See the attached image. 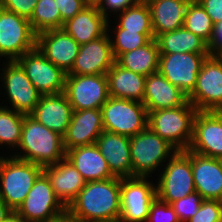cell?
Masks as SVG:
<instances>
[{"mask_svg":"<svg viewBox=\"0 0 222 222\" xmlns=\"http://www.w3.org/2000/svg\"><path fill=\"white\" fill-rule=\"evenodd\" d=\"M106 76L110 97L143 102L146 76L124 69L116 62Z\"/></svg>","mask_w":222,"mask_h":222,"instance_id":"cell-28","label":"cell"},{"mask_svg":"<svg viewBox=\"0 0 222 222\" xmlns=\"http://www.w3.org/2000/svg\"><path fill=\"white\" fill-rule=\"evenodd\" d=\"M114 30V36L109 35V37L112 38L110 42L115 60L121 54L143 47L155 38L154 33H138V31L120 28L118 25Z\"/></svg>","mask_w":222,"mask_h":222,"instance_id":"cell-34","label":"cell"},{"mask_svg":"<svg viewBox=\"0 0 222 222\" xmlns=\"http://www.w3.org/2000/svg\"><path fill=\"white\" fill-rule=\"evenodd\" d=\"M79 47L62 28L46 30L36 35V48L66 74L72 69Z\"/></svg>","mask_w":222,"mask_h":222,"instance_id":"cell-18","label":"cell"},{"mask_svg":"<svg viewBox=\"0 0 222 222\" xmlns=\"http://www.w3.org/2000/svg\"><path fill=\"white\" fill-rule=\"evenodd\" d=\"M203 200L197 192H193L170 205L175 210L180 222H186L198 212Z\"/></svg>","mask_w":222,"mask_h":222,"instance_id":"cell-36","label":"cell"},{"mask_svg":"<svg viewBox=\"0 0 222 222\" xmlns=\"http://www.w3.org/2000/svg\"><path fill=\"white\" fill-rule=\"evenodd\" d=\"M101 111L105 131L133 137L148 127V111L142 102L109 97Z\"/></svg>","mask_w":222,"mask_h":222,"instance_id":"cell-6","label":"cell"},{"mask_svg":"<svg viewBox=\"0 0 222 222\" xmlns=\"http://www.w3.org/2000/svg\"><path fill=\"white\" fill-rule=\"evenodd\" d=\"M18 150L22 152H15L13 157L42 168L54 165L66 156L63 137L25 114Z\"/></svg>","mask_w":222,"mask_h":222,"instance_id":"cell-2","label":"cell"},{"mask_svg":"<svg viewBox=\"0 0 222 222\" xmlns=\"http://www.w3.org/2000/svg\"><path fill=\"white\" fill-rule=\"evenodd\" d=\"M146 222H180L170 204L158 198L151 204Z\"/></svg>","mask_w":222,"mask_h":222,"instance_id":"cell-38","label":"cell"},{"mask_svg":"<svg viewBox=\"0 0 222 222\" xmlns=\"http://www.w3.org/2000/svg\"><path fill=\"white\" fill-rule=\"evenodd\" d=\"M117 25L120 28L138 33H153L151 11L144 0H139L135 5L119 13Z\"/></svg>","mask_w":222,"mask_h":222,"instance_id":"cell-31","label":"cell"},{"mask_svg":"<svg viewBox=\"0 0 222 222\" xmlns=\"http://www.w3.org/2000/svg\"><path fill=\"white\" fill-rule=\"evenodd\" d=\"M16 62L41 95L64 92L66 73L48 60L37 48L23 54Z\"/></svg>","mask_w":222,"mask_h":222,"instance_id":"cell-14","label":"cell"},{"mask_svg":"<svg viewBox=\"0 0 222 222\" xmlns=\"http://www.w3.org/2000/svg\"><path fill=\"white\" fill-rule=\"evenodd\" d=\"M65 158L73 164L86 182L114 177L95 143L69 149Z\"/></svg>","mask_w":222,"mask_h":222,"instance_id":"cell-27","label":"cell"},{"mask_svg":"<svg viewBox=\"0 0 222 222\" xmlns=\"http://www.w3.org/2000/svg\"><path fill=\"white\" fill-rule=\"evenodd\" d=\"M197 154L222 159V112L198 111L188 148Z\"/></svg>","mask_w":222,"mask_h":222,"instance_id":"cell-17","label":"cell"},{"mask_svg":"<svg viewBox=\"0 0 222 222\" xmlns=\"http://www.w3.org/2000/svg\"><path fill=\"white\" fill-rule=\"evenodd\" d=\"M3 64L0 79L11 109L29 115L38 104L41 94L16 61H7Z\"/></svg>","mask_w":222,"mask_h":222,"instance_id":"cell-13","label":"cell"},{"mask_svg":"<svg viewBox=\"0 0 222 222\" xmlns=\"http://www.w3.org/2000/svg\"><path fill=\"white\" fill-rule=\"evenodd\" d=\"M64 94L74 111L101 109L109 99L106 74H66Z\"/></svg>","mask_w":222,"mask_h":222,"instance_id":"cell-10","label":"cell"},{"mask_svg":"<svg viewBox=\"0 0 222 222\" xmlns=\"http://www.w3.org/2000/svg\"><path fill=\"white\" fill-rule=\"evenodd\" d=\"M209 54L212 56L222 55V21L216 23L213 28V35L208 44Z\"/></svg>","mask_w":222,"mask_h":222,"instance_id":"cell-43","label":"cell"},{"mask_svg":"<svg viewBox=\"0 0 222 222\" xmlns=\"http://www.w3.org/2000/svg\"><path fill=\"white\" fill-rule=\"evenodd\" d=\"M183 27L209 44L213 35L214 23L201 4L196 1L184 18Z\"/></svg>","mask_w":222,"mask_h":222,"instance_id":"cell-35","label":"cell"},{"mask_svg":"<svg viewBox=\"0 0 222 222\" xmlns=\"http://www.w3.org/2000/svg\"><path fill=\"white\" fill-rule=\"evenodd\" d=\"M103 131L101 109L73 111L70 124L63 136L65 150L94 144Z\"/></svg>","mask_w":222,"mask_h":222,"instance_id":"cell-21","label":"cell"},{"mask_svg":"<svg viewBox=\"0 0 222 222\" xmlns=\"http://www.w3.org/2000/svg\"><path fill=\"white\" fill-rule=\"evenodd\" d=\"M151 11L154 37L183 27L184 18L197 0H144Z\"/></svg>","mask_w":222,"mask_h":222,"instance_id":"cell-25","label":"cell"},{"mask_svg":"<svg viewBox=\"0 0 222 222\" xmlns=\"http://www.w3.org/2000/svg\"><path fill=\"white\" fill-rule=\"evenodd\" d=\"M162 168L156 185L157 198L171 204L196 192L191 166V151H177Z\"/></svg>","mask_w":222,"mask_h":222,"instance_id":"cell-7","label":"cell"},{"mask_svg":"<svg viewBox=\"0 0 222 222\" xmlns=\"http://www.w3.org/2000/svg\"><path fill=\"white\" fill-rule=\"evenodd\" d=\"M109 23L108 19L107 32L103 36L80 45L72 69L67 74L99 75L106 74L112 68L115 58L109 37Z\"/></svg>","mask_w":222,"mask_h":222,"instance_id":"cell-16","label":"cell"},{"mask_svg":"<svg viewBox=\"0 0 222 222\" xmlns=\"http://www.w3.org/2000/svg\"><path fill=\"white\" fill-rule=\"evenodd\" d=\"M210 16L214 25L222 21V0H197Z\"/></svg>","mask_w":222,"mask_h":222,"instance_id":"cell-42","label":"cell"},{"mask_svg":"<svg viewBox=\"0 0 222 222\" xmlns=\"http://www.w3.org/2000/svg\"><path fill=\"white\" fill-rule=\"evenodd\" d=\"M177 151L167 140L147 127L130 137L132 177H150L149 174L163 166L162 163L167 162Z\"/></svg>","mask_w":222,"mask_h":222,"instance_id":"cell-5","label":"cell"},{"mask_svg":"<svg viewBox=\"0 0 222 222\" xmlns=\"http://www.w3.org/2000/svg\"><path fill=\"white\" fill-rule=\"evenodd\" d=\"M47 222H75V220L66 212L65 214L57 217L56 219Z\"/></svg>","mask_w":222,"mask_h":222,"instance_id":"cell-46","label":"cell"},{"mask_svg":"<svg viewBox=\"0 0 222 222\" xmlns=\"http://www.w3.org/2000/svg\"><path fill=\"white\" fill-rule=\"evenodd\" d=\"M24 114L7 106H0V146L18 148L21 140Z\"/></svg>","mask_w":222,"mask_h":222,"instance_id":"cell-32","label":"cell"},{"mask_svg":"<svg viewBox=\"0 0 222 222\" xmlns=\"http://www.w3.org/2000/svg\"><path fill=\"white\" fill-rule=\"evenodd\" d=\"M156 184L147 177L121 178L122 222H146L151 204L157 198Z\"/></svg>","mask_w":222,"mask_h":222,"instance_id":"cell-12","label":"cell"},{"mask_svg":"<svg viewBox=\"0 0 222 222\" xmlns=\"http://www.w3.org/2000/svg\"><path fill=\"white\" fill-rule=\"evenodd\" d=\"M139 0H99L95 5L98 10L108 19L109 12H124L127 8L135 5Z\"/></svg>","mask_w":222,"mask_h":222,"instance_id":"cell-41","label":"cell"},{"mask_svg":"<svg viewBox=\"0 0 222 222\" xmlns=\"http://www.w3.org/2000/svg\"><path fill=\"white\" fill-rule=\"evenodd\" d=\"M38 0H0V7L29 19Z\"/></svg>","mask_w":222,"mask_h":222,"instance_id":"cell-39","label":"cell"},{"mask_svg":"<svg viewBox=\"0 0 222 222\" xmlns=\"http://www.w3.org/2000/svg\"><path fill=\"white\" fill-rule=\"evenodd\" d=\"M107 21L95 4H88L64 22L62 29L82 45L103 36L107 32Z\"/></svg>","mask_w":222,"mask_h":222,"instance_id":"cell-26","label":"cell"},{"mask_svg":"<svg viewBox=\"0 0 222 222\" xmlns=\"http://www.w3.org/2000/svg\"><path fill=\"white\" fill-rule=\"evenodd\" d=\"M159 56L158 44L154 38L143 47L121 54L115 62L124 69L148 76L159 70Z\"/></svg>","mask_w":222,"mask_h":222,"instance_id":"cell-30","label":"cell"},{"mask_svg":"<svg viewBox=\"0 0 222 222\" xmlns=\"http://www.w3.org/2000/svg\"><path fill=\"white\" fill-rule=\"evenodd\" d=\"M186 222H222V201L204 199L198 212Z\"/></svg>","mask_w":222,"mask_h":222,"instance_id":"cell-37","label":"cell"},{"mask_svg":"<svg viewBox=\"0 0 222 222\" xmlns=\"http://www.w3.org/2000/svg\"><path fill=\"white\" fill-rule=\"evenodd\" d=\"M188 101L198 111L222 112V57L209 55L204 60Z\"/></svg>","mask_w":222,"mask_h":222,"instance_id":"cell-9","label":"cell"},{"mask_svg":"<svg viewBox=\"0 0 222 222\" xmlns=\"http://www.w3.org/2000/svg\"><path fill=\"white\" fill-rule=\"evenodd\" d=\"M3 222H27V221L16 211H12Z\"/></svg>","mask_w":222,"mask_h":222,"instance_id":"cell-45","label":"cell"},{"mask_svg":"<svg viewBox=\"0 0 222 222\" xmlns=\"http://www.w3.org/2000/svg\"><path fill=\"white\" fill-rule=\"evenodd\" d=\"M99 0H86L88 4H96Z\"/></svg>","mask_w":222,"mask_h":222,"instance_id":"cell-47","label":"cell"},{"mask_svg":"<svg viewBox=\"0 0 222 222\" xmlns=\"http://www.w3.org/2000/svg\"><path fill=\"white\" fill-rule=\"evenodd\" d=\"M16 212L27 222H47L66 213L48 177L42 172Z\"/></svg>","mask_w":222,"mask_h":222,"instance_id":"cell-11","label":"cell"},{"mask_svg":"<svg viewBox=\"0 0 222 222\" xmlns=\"http://www.w3.org/2000/svg\"><path fill=\"white\" fill-rule=\"evenodd\" d=\"M187 101V95L171 84L159 71L146 76L142 103L147 111L177 108Z\"/></svg>","mask_w":222,"mask_h":222,"instance_id":"cell-23","label":"cell"},{"mask_svg":"<svg viewBox=\"0 0 222 222\" xmlns=\"http://www.w3.org/2000/svg\"><path fill=\"white\" fill-rule=\"evenodd\" d=\"M191 166L196 192L203 199L222 201V159L191 152Z\"/></svg>","mask_w":222,"mask_h":222,"instance_id":"cell-19","label":"cell"},{"mask_svg":"<svg viewBox=\"0 0 222 222\" xmlns=\"http://www.w3.org/2000/svg\"><path fill=\"white\" fill-rule=\"evenodd\" d=\"M13 210L0 199V222H3Z\"/></svg>","mask_w":222,"mask_h":222,"instance_id":"cell-44","label":"cell"},{"mask_svg":"<svg viewBox=\"0 0 222 222\" xmlns=\"http://www.w3.org/2000/svg\"><path fill=\"white\" fill-rule=\"evenodd\" d=\"M43 173L48 177L55 195L66 208L86 183L82 175L66 158L54 165L44 167Z\"/></svg>","mask_w":222,"mask_h":222,"instance_id":"cell-24","label":"cell"},{"mask_svg":"<svg viewBox=\"0 0 222 222\" xmlns=\"http://www.w3.org/2000/svg\"><path fill=\"white\" fill-rule=\"evenodd\" d=\"M209 53L160 54L159 72L187 96L193 91L197 75Z\"/></svg>","mask_w":222,"mask_h":222,"instance_id":"cell-15","label":"cell"},{"mask_svg":"<svg viewBox=\"0 0 222 222\" xmlns=\"http://www.w3.org/2000/svg\"><path fill=\"white\" fill-rule=\"evenodd\" d=\"M29 21L36 34L61 29V14L55 0H38Z\"/></svg>","mask_w":222,"mask_h":222,"instance_id":"cell-33","label":"cell"},{"mask_svg":"<svg viewBox=\"0 0 222 222\" xmlns=\"http://www.w3.org/2000/svg\"><path fill=\"white\" fill-rule=\"evenodd\" d=\"M61 14V28L63 23L78 14L88 5L86 0H55Z\"/></svg>","mask_w":222,"mask_h":222,"instance_id":"cell-40","label":"cell"},{"mask_svg":"<svg viewBox=\"0 0 222 222\" xmlns=\"http://www.w3.org/2000/svg\"><path fill=\"white\" fill-rule=\"evenodd\" d=\"M36 35L29 19L0 7V57L16 61L36 48Z\"/></svg>","mask_w":222,"mask_h":222,"instance_id":"cell-8","label":"cell"},{"mask_svg":"<svg viewBox=\"0 0 222 222\" xmlns=\"http://www.w3.org/2000/svg\"><path fill=\"white\" fill-rule=\"evenodd\" d=\"M121 178L86 182L66 208L75 222H105L121 216Z\"/></svg>","mask_w":222,"mask_h":222,"instance_id":"cell-1","label":"cell"},{"mask_svg":"<svg viewBox=\"0 0 222 222\" xmlns=\"http://www.w3.org/2000/svg\"><path fill=\"white\" fill-rule=\"evenodd\" d=\"M197 112L189 101L177 108L148 111V127L178 151H184L190 147Z\"/></svg>","mask_w":222,"mask_h":222,"instance_id":"cell-3","label":"cell"},{"mask_svg":"<svg viewBox=\"0 0 222 222\" xmlns=\"http://www.w3.org/2000/svg\"><path fill=\"white\" fill-rule=\"evenodd\" d=\"M73 111L66 95L62 92L41 95L38 104L29 115L63 137L70 124Z\"/></svg>","mask_w":222,"mask_h":222,"instance_id":"cell-20","label":"cell"},{"mask_svg":"<svg viewBox=\"0 0 222 222\" xmlns=\"http://www.w3.org/2000/svg\"><path fill=\"white\" fill-rule=\"evenodd\" d=\"M114 177H132L130 137L103 131L95 142Z\"/></svg>","mask_w":222,"mask_h":222,"instance_id":"cell-22","label":"cell"},{"mask_svg":"<svg viewBox=\"0 0 222 222\" xmlns=\"http://www.w3.org/2000/svg\"><path fill=\"white\" fill-rule=\"evenodd\" d=\"M43 168L13 156H0V199L13 211L23 203Z\"/></svg>","mask_w":222,"mask_h":222,"instance_id":"cell-4","label":"cell"},{"mask_svg":"<svg viewBox=\"0 0 222 222\" xmlns=\"http://www.w3.org/2000/svg\"><path fill=\"white\" fill-rule=\"evenodd\" d=\"M160 54L174 53H209L208 44L185 27L158 35Z\"/></svg>","mask_w":222,"mask_h":222,"instance_id":"cell-29","label":"cell"}]
</instances>
